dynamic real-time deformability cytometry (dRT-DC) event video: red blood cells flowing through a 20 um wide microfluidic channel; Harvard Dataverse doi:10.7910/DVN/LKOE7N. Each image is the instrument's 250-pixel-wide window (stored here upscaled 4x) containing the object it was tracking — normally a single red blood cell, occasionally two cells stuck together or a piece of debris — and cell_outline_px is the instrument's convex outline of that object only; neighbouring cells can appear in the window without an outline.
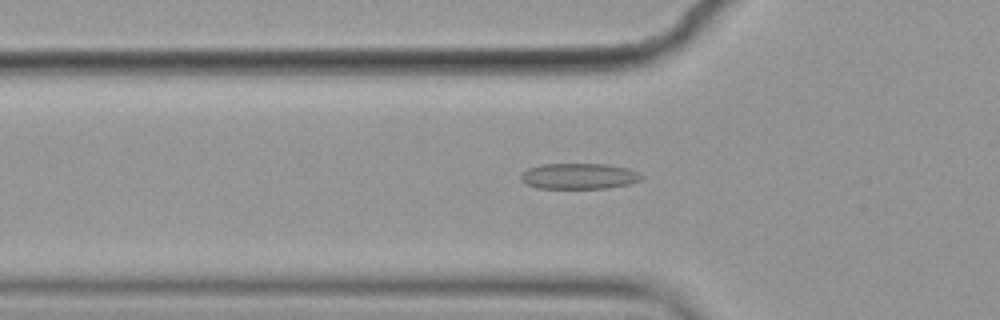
{"species": "common noctule bat (a hibernating species)", "species_latin": "Nyctalus noctula", "temperature_condition": "cold", "stored_images_in_passage": 43, "camera_frame_rate_fps": 3000, "um_per_image_px": 0.085, "animal": {"sex": "female", "body_mass_g": 19.9}, "frame": {"image": 1, "passage_image": 8, "time_ms": 2.333, "image_size_px": [1000, 320], "cell_outline_px": [[644, 176], [640, 180], [628, 184], [608, 188], [536, 188], [520, 180], [520, 176], [528, 168], [540, 164], [608, 164], [628, 168]], "centroid_in_image_um": [49.2, 14.97], "position_along_channel_um": 76.6, "area_um2": 18.09}}
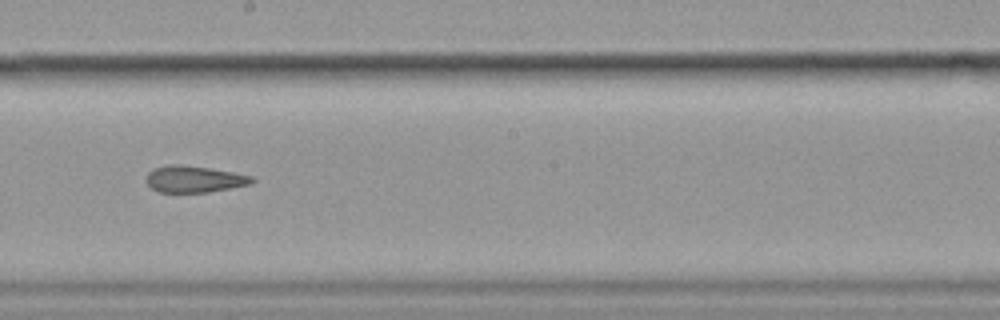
{"frame": {"image": 2, "passage_image": 21, "time_ms": 6.667, "image_size_px": [1000, 320], "cell_outline_px": [[256, 180], [248, 184], [208, 192], [160, 192], [152, 188], [148, 184], [148, 172], [152, 168], [168, 164], [180, 164], [208, 168], [232, 172], [252, 176]], "centroid_in_image_um": [16.48, 15.21], "position_along_channel_um": 231.7, "area_um2": 16.13}}
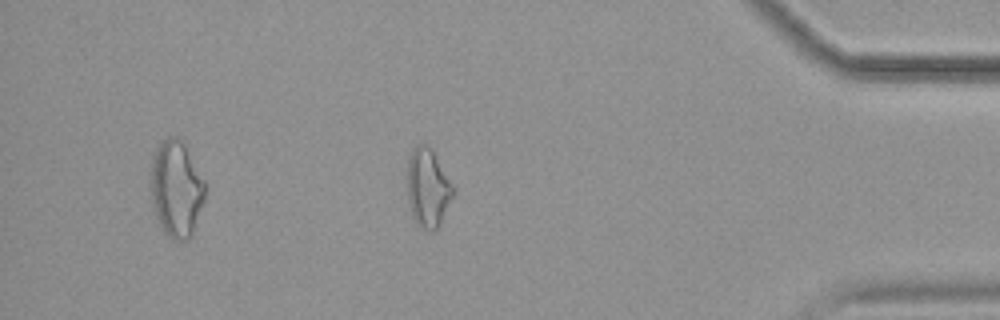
{"frame": {"image": 3, "passage_image": 38, "time_ms": 12.333, "image_size_px": [1000, 320], "cell_outline_px": [[456, 188], [440, 224], [432, 232], [428, 232], [416, 224], [412, 216], [408, 200], [408, 160], [412, 148], [416, 144], [428, 144]], "centroid_in_image_um": [36.37, 15.97], "position_along_channel_um": 398.8, "area_um2": 21.1}, "authors_computed_cell_mechanics": {"area_um2": 17.5134, "velocity_mm_per_s": 3.5789, "shape_relaxation_time_tau1_ms": 3.9146, "shape_relaxation_time_tau2_ms": 2.981, "deformation_change_tau1": 0.0842, "deformation_change_tau2": 0.1231}}